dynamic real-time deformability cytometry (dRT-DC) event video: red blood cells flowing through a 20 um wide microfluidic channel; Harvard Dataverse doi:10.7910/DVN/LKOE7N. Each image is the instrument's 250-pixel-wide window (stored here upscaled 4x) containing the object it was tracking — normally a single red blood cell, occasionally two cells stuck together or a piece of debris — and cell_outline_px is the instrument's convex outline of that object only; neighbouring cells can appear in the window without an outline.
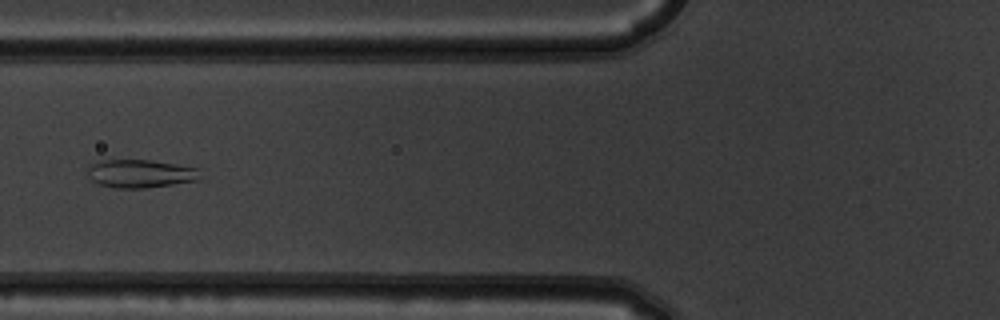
{"species": "common noctule bat (a hibernating species)", "species_latin": "Nyctalus noctula", "temperature_condition": "warm", "stored_images_in_passage": 8, "camera_frame_rate_fps": 3000, "um_per_image_px": 0.085, "animal": {"sex": "male", "body_mass_g": 19.5, "forearm_length_mm": 54.6}, "frame": {"image": 1, "passage_image": 5, "time_ms": 1.333, "image_size_px": [1000, 320], "cell_outline_px": [[200, 180], [144, 188], [112, 188], [100, 184], [92, 180], [88, 176], [88, 164], [104, 160], [152, 160], [196, 168], [200, 176]], "centroid_in_image_um": [11.89, 14.76], "position_along_channel_um": 113.9, "area_um2": 18.38}}